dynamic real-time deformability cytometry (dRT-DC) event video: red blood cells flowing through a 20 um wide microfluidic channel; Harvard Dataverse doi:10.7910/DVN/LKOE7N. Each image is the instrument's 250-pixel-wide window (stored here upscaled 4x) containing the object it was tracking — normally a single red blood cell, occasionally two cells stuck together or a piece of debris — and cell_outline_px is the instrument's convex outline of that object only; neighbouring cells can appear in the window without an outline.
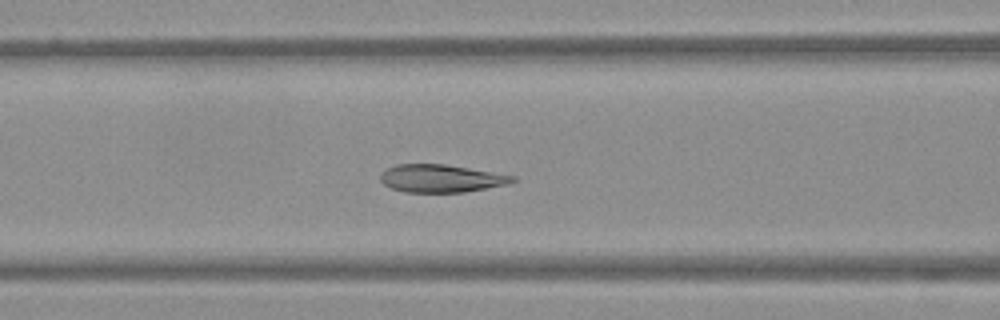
{"species": "Egyptian fruit bat (a non-hibernating species)", "species_latin": "Rousettus aegyptiacus", "temperature_condition": "warm", "stored_images_in_passage": 44, "camera_frame_rate_fps": 3000, "um_per_image_px": 0.085, "frame": {"image": 1, "passage_image": 12, "time_ms": 3.667, "image_size_px": [1000, 320], "cell_outline_px": [[516, 180], [512, 184], [464, 192], [404, 192], [392, 188], [384, 184], [380, 180], [380, 172], [396, 164], [444, 164], [516, 176]], "centroid_in_image_um": [37.51, 15.17], "position_along_channel_um": 129.1, "area_um2": 21.44}}
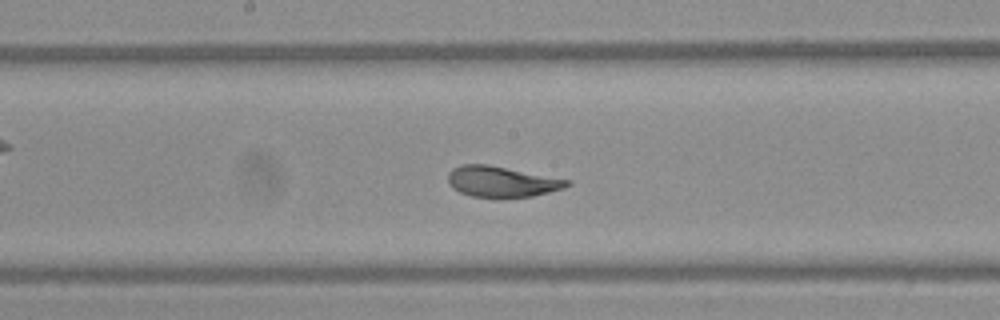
{"frame": {"image": 2, "passage_image": 18, "time_ms": 5.667, "image_size_px": [1000, 320], "cell_outline_px": [[572, 184], [564, 188], [532, 196], [472, 196], [460, 192], [452, 188], [448, 184], [448, 172], [452, 168], [464, 164], [488, 164], [572, 180]], "centroid_in_image_um": [42.65, 15.41], "position_along_channel_um": 205.6, "area_um2": 21.15}}
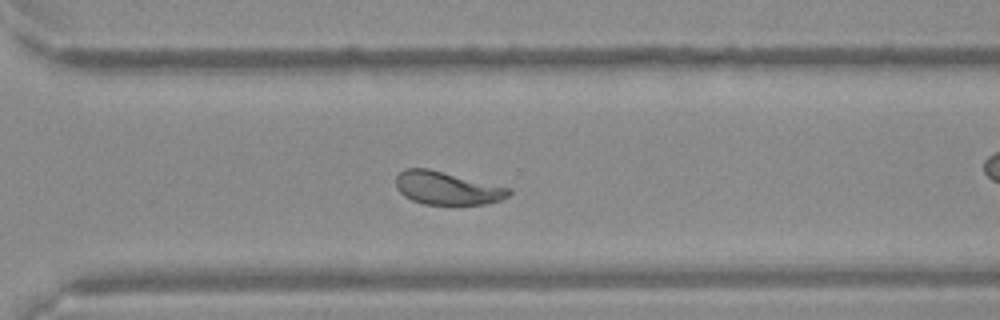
{"frame": {"image": 3, "passage_image": 28, "time_ms": 9.0, "image_size_px": [1000, 320], "cell_outline_px": [[512, 192], [508, 196], [500, 200], [484, 204], [456, 208], [424, 204], [412, 200], [404, 196], [396, 188], [396, 176], [404, 168], [428, 168], [512, 188]], "centroid_in_image_um": [38.02, 16.04], "position_along_channel_um": 332.6, "area_um2": 22.66}}